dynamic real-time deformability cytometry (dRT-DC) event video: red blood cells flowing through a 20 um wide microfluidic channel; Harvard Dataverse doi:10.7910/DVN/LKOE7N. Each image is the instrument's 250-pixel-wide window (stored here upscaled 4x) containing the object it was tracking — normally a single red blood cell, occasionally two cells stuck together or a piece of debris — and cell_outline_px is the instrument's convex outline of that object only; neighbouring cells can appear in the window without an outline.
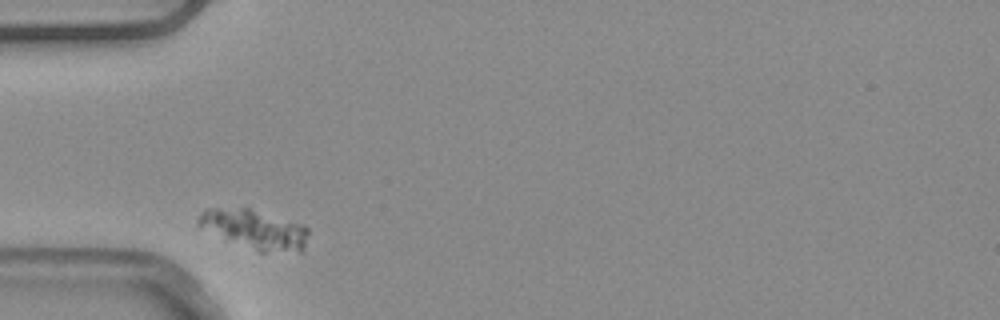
{"species": "common noctule bat (a hibernating species)", "species_latin": "Nyctalus noctula", "temperature_condition": "warm", "stored_images_in_passage": 3, "camera_frame_rate_fps": 3000, "um_per_image_px": 0.085, "animal": {"sex": "male", "body_mass_g": 20.4}, "frame": {"image": 1, "passage_image": 1, "time_ms": 0.0, "image_size_px": [1000, 320], "cell_outline_px": [[308, 232], [304, 252], [260, 252], [196, 224], [196, 220], [200, 212], [204, 208], [248, 208], [304, 224], [308, 228]], "centroid_in_image_um": [21.72, 19.48], "position_along_channel_um": 63.3, "area_um2": 24.8}}